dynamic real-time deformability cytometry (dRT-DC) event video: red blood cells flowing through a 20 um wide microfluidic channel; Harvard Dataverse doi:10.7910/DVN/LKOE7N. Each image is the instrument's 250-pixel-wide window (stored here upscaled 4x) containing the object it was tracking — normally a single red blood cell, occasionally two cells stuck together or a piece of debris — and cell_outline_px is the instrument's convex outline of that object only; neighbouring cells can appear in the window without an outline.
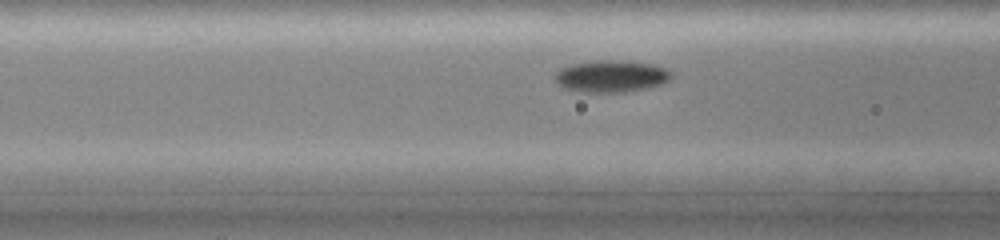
{"species": "common noctule bat (a hibernating species)", "species_latin": "Nyctalus noctula", "temperature_condition": "cold", "stored_images_in_passage": 28, "camera_frame_rate_fps": 3000, "um_per_image_px": 0.085, "animal": {"sex": "female", "body_mass_g": 19.0, "forearm_length_mm": 51.5}, "frame": {"image": 1, "passage_image": 5, "time_ms": 1.333, "image_size_px": [1000, 240], "cell_outline_px": [[672, 76], [668, 80], [660, 84], [648, 88], [624, 92], [584, 92], [564, 88], [556, 80], [556, 72], [560, 68], [572, 64], [596, 60], [612, 60], [656, 64], [668, 68], [672, 72]], "centroid_in_image_um": [51.99, 6.47], "position_along_channel_um": 114.6, "area_um2": 21.62}}
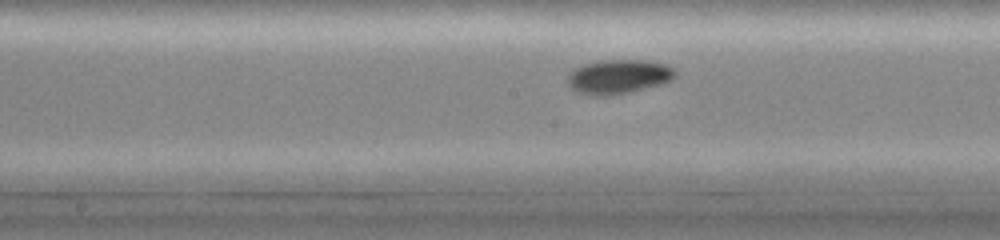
{"frame": {"image": 2, "passage_image": 11, "time_ms": 3.333, "image_size_px": [1000, 240], "cell_outline_px": [[676, 76], [672, 80], [660, 84], [628, 92], [608, 96], [588, 96], [576, 92], [568, 84], [568, 76], [576, 68], [584, 64], [604, 60], [644, 60], [668, 64], [676, 68]], "centroid_in_image_um": [52.6, 6.52], "position_along_channel_um": 195.6, "area_um2": 21.56}}
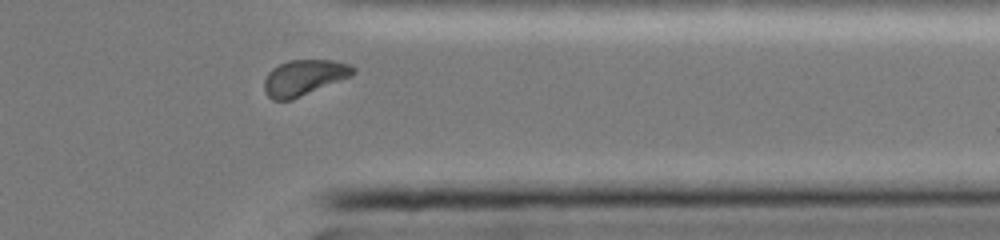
{"frame": {"image": 3, "passage_image": 25, "time_ms": 8.0, "image_size_px": [1000, 240], "cell_outline_px": [[356, 72], [352, 76], [292, 100], [272, 100], [264, 92], [264, 80], [268, 72], [272, 68], [288, 60], [332, 60], [352, 64], [356, 68]], "centroid_in_image_um": [25.86, 6.59], "position_along_channel_um": 385.5, "area_um2": 18.73}, "authors_computed_cell_mechanics": {"area_um2": 20.3456, "velocity_mm_per_s": 4.0555, "shape_relaxation_time_tau1_ms": 2.2968, "shape_relaxation_time_tau2_ms": null, "deformation_change_tau1": 0.1007, "deformation_change_tau2": null}}